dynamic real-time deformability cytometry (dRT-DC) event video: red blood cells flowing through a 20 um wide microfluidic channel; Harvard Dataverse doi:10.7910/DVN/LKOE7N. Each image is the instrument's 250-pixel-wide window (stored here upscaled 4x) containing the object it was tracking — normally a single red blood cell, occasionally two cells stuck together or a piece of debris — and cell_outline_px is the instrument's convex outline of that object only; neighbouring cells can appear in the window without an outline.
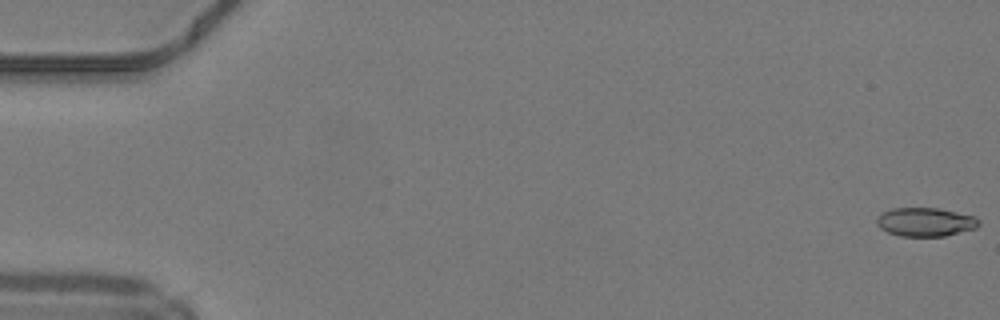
{"species": "common noctule bat (a hibernating species)", "species_latin": "Nyctalus noctula", "temperature_condition": "warm", "stored_images_in_passage": 50, "camera_frame_rate_fps": 3000, "um_per_image_px": 0.085, "animal": {"sex": "male", "body_mass_g": 19.2, "forearm_length_mm": 51.8}, "frame": {"image": 1, "passage_image": 1, "time_ms": 0.0, "image_size_px": [1000, 320], "cell_outline_px": [[980, 224], [976, 228], [944, 236], [900, 236], [888, 232], [880, 228], [876, 224], [876, 216], [892, 208], [936, 208], [976, 216], [980, 220]], "centroid_in_image_um": [78.65, 18.87], "position_along_channel_um": 6.3, "area_um2": 17.11}}
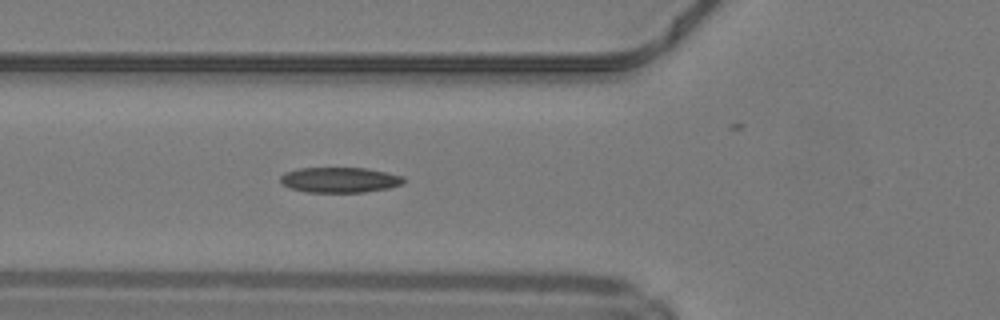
{"frame": {"image": 2, "passage_image": 19, "time_ms": 6.0, "image_size_px": [1000, 320], "cell_outline_px": [[404, 184], [388, 188], [364, 192], [304, 192], [288, 188], [280, 180], [280, 176], [284, 172], [300, 168], [364, 168], [404, 176]], "centroid_in_image_um": [28.85, 15.29], "position_along_channel_um": 96.9, "area_um2": 18.21}}
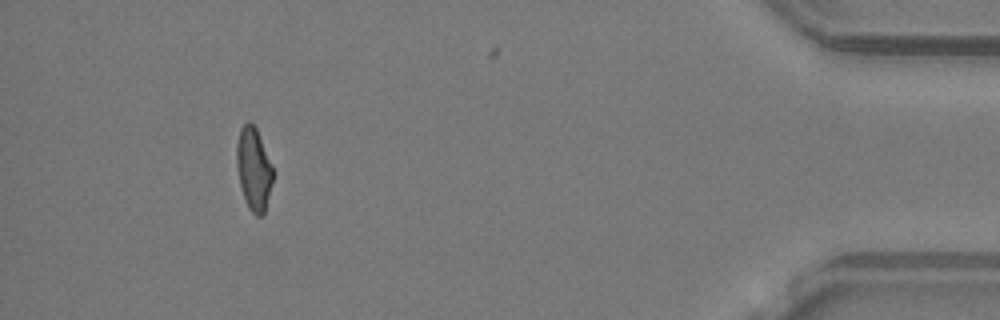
{"frame": {"image": 3, "passage_image": 46, "time_ms": 15.0, "image_size_px": [1000, 320], "cell_outline_px": [[272, 180], [264, 216], [256, 216], [248, 208], [244, 200], [240, 184], [236, 164], [236, 144], [240, 128], [248, 120], [256, 128], [272, 164]], "centroid_in_image_um": [21.54, 14.37], "position_along_channel_um": 413.7, "area_um2": 17.51}, "authors_computed_cell_mechanics": {"area_um2": 17.918, "velocity_mm_per_s": 4.2308, "shape_relaxation_time_tau1_ms": 10.0842, "shape_relaxation_time_tau2_ms": 3.342, "deformation_change_tau1": 0.2613, "deformation_change_tau2": 0.1082}}